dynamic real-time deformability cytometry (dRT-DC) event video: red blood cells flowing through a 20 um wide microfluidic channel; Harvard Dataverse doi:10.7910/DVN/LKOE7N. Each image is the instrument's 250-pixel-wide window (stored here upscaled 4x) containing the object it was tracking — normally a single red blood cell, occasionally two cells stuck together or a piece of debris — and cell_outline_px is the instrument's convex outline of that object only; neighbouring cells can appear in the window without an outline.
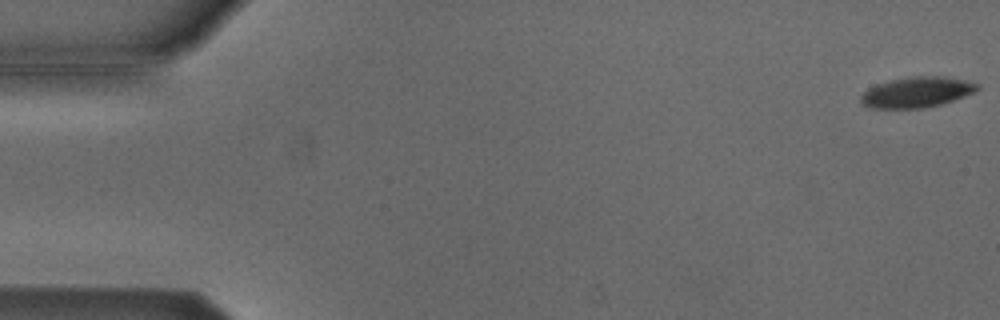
{"species": "Egyptian fruit bat (a non-hibernating species)", "species_latin": "Rousettus aegyptiacus", "temperature_condition": "cold", "stored_images_in_passage": 51, "camera_frame_rate_fps": 3000, "um_per_image_px": 0.085, "animal": {"sex": "male"}, "frame": {"image": 1, "passage_image": 1, "time_ms": 0.0, "image_size_px": [1000, 320], "cell_outline_px": [[980, 88], [964, 96], [940, 104], [924, 108], [868, 108], [860, 100], [860, 96], [868, 88], [892, 80], [916, 76], [944, 76], [964, 80], [980, 84]], "centroid_in_image_um": [77.93, 7.84], "position_along_channel_um": 7.1, "area_um2": 20.4}}
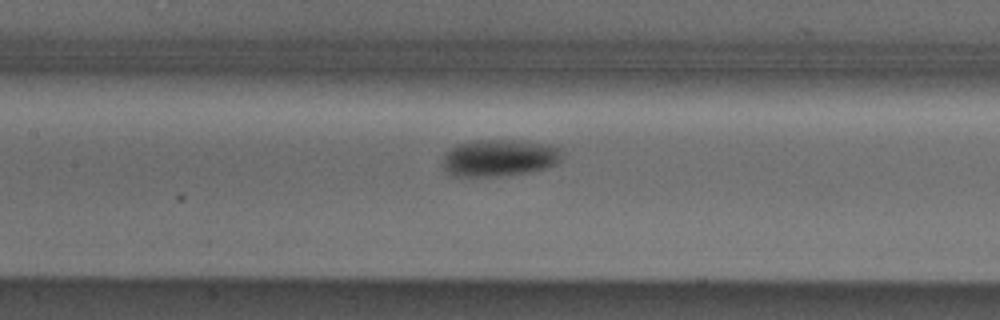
{"frame": {"image": 2, "passage_image": 25, "time_ms": 8.0, "image_size_px": [1000, 320], "cell_outline_px": [[560, 160], [556, 164], [544, 168], [528, 172], [496, 176], [452, 176], [444, 172], [444, 152], [448, 148], [456, 144], [480, 140], [520, 140], [552, 144], [560, 148]], "centroid_in_image_um": [42.41, 13.4], "position_along_channel_um": 165.0, "area_um2": 25.84}}
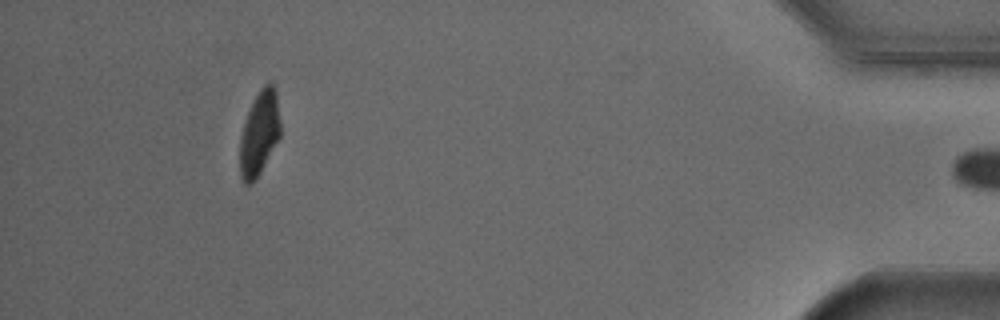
{"frame": {"image": 3, "passage_image": 50, "time_ms": 16.333, "image_size_px": [1000, 320], "cell_outline_px": [[280, 136], [260, 172], [252, 184], [244, 184], [240, 176], [240, 136], [248, 112], [260, 88], [268, 80], [272, 84], [276, 92], [280, 124]], "centroid_in_image_um": [22.04, 11.33], "position_along_channel_um": 413.2, "area_um2": 19.65}, "authors_computed_cell_mechanics": {"area_um2": 22.542, "velocity_mm_per_s": 3.7861, "shape_relaxation_time_tau1_ms": 7.4855, "shape_relaxation_time_tau2_ms": null, "deformation_change_tau1": 0.2047, "deformation_change_tau2": null}}